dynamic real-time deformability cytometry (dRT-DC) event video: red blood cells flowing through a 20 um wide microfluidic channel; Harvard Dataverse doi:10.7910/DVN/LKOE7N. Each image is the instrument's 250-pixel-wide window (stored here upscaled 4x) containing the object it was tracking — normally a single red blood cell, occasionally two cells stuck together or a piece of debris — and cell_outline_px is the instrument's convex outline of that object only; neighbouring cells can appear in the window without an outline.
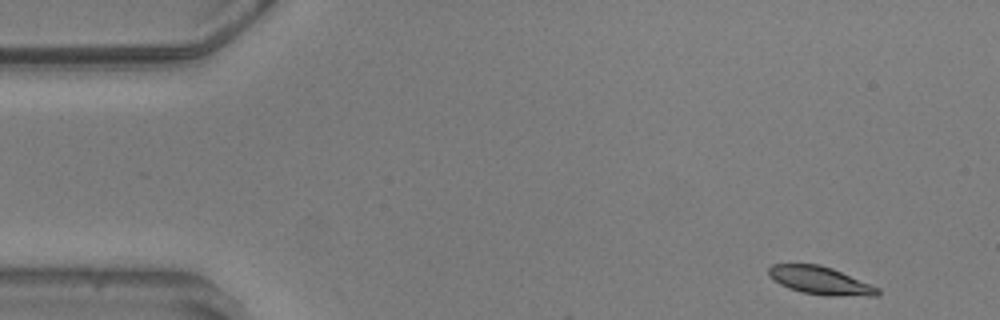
{"species": "common noctule bat (a hibernating species)", "species_latin": "Nyctalus noctula", "temperature_condition": "warm", "stored_images_in_passage": 6, "camera_frame_rate_fps": 3000, "um_per_image_px": 0.085, "animal": {"sex": "male", "body_mass_g": 20.5, "forearm_length_mm": 52.5}, "frame": {"image": 1, "passage_image": 1, "time_ms": 0.0, "image_size_px": [1000, 320], "cell_outline_px": [[880, 292], [876, 296], [828, 296], [804, 292], [788, 288], [780, 284], [768, 276], [768, 268], [772, 264], [820, 264], [832, 268], [880, 288]], "centroid_in_image_um": [69.72, 23.84], "position_along_channel_um": 15.3, "area_um2": 17.74}}